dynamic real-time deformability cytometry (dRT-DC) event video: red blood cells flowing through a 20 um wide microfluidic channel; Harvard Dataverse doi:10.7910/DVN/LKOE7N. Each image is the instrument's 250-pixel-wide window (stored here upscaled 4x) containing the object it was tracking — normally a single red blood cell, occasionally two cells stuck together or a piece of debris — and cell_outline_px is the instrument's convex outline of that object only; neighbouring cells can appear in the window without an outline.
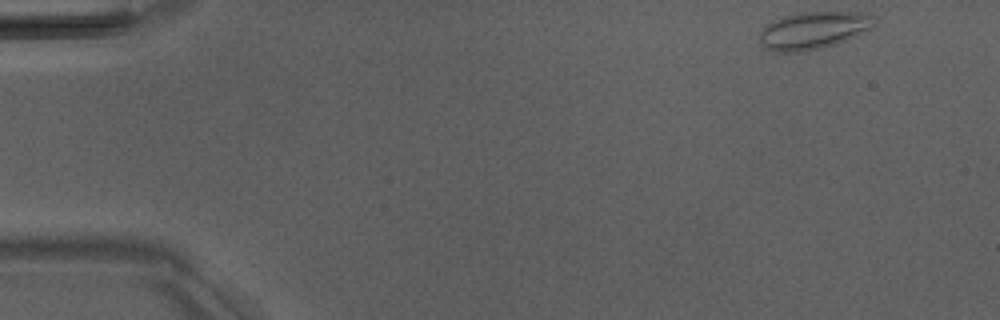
{"species": "Egyptian fruit bat (a non-hibernating species)", "species_latin": "Rousettus aegyptiacus", "temperature_condition": "room temperature", "stored_images_in_passage": 2, "camera_frame_rate_fps": 3000, "um_per_image_px": 0.085, "animal": {"sex": "male"}, "frame": {"image": 1, "passage_image": 1, "time_ms": 0.0, "image_size_px": [1000, 320], "cell_outline_px": [[876, 24], [872, 28], [836, 44], [820, 48], [800, 52], [776, 52], [768, 48], [760, 40], [760, 32], [768, 24], [784, 16], [800, 12], [872, 12], [876, 16]], "centroid_in_image_um": [69.24, 2.56], "position_along_channel_um": 15.8, "area_um2": 24.91}}